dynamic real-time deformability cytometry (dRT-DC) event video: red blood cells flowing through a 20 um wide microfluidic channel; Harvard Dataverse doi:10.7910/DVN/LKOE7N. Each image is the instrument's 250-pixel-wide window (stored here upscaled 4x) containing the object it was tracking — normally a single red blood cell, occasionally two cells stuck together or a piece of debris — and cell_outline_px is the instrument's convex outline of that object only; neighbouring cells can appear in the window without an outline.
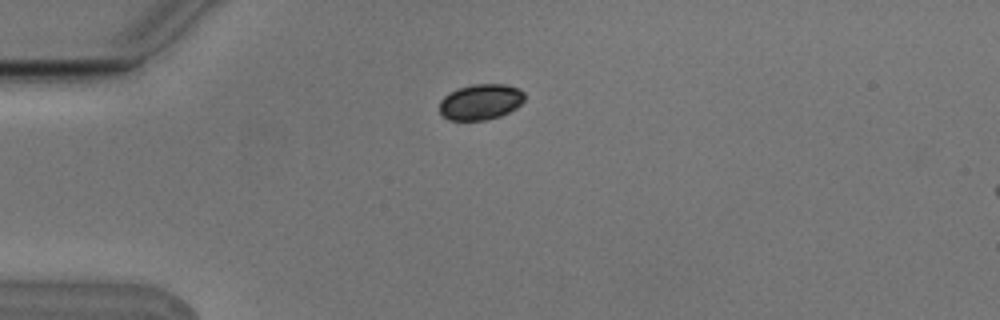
{"species": "Egyptian fruit bat (a non-hibernating species)", "species_latin": "Rousettus aegyptiacus", "temperature_condition": "cold", "stored_images_in_passage": 2, "camera_frame_rate_fps": 3000, "um_per_image_px": 0.085, "animal": {"sex": "male"}, "frame": {"image": 1, "passage_image": 1, "time_ms": 0.0, "image_size_px": [1000, 320], "cell_outline_px": [[524, 100], [516, 108], [500, 116], [484, 120], [448, 120], [440, 112], [440, 100], [448, 92], [456, 88], [472, 84], [504, 84], [520, 88], [524, 92]], "centroid_in_image_um": [40.84, 8.64], "position_along_channel_um": 44.2, "area_um2": 17.86}}